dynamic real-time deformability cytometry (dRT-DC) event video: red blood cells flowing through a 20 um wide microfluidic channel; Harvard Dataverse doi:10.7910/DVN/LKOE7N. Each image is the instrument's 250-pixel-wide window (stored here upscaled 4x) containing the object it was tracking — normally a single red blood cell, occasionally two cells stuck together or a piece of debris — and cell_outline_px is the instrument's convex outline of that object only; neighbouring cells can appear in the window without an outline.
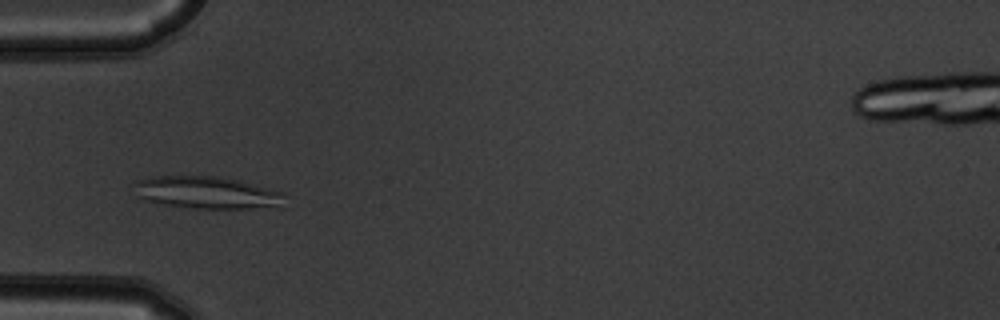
{"species": "common noctule bat (a hibernating species)", "species_latin": "Nyctalus noctula", "temperature_condition": "warm", "stored_images_in_passage": 8, "camera_frame_rate_fps": 3000, "um_per_image_px": 0.085, "animal": {"sex": "male", "body_mass_g": 19.5, "forearm_length_mm": 54.6}, "frame": {"image": 1, "passage_image": 3, "time_ms": 0.667, "image_size_px": [1000, 320], "cell_outline_px": [[284, 208], [188, 208], [164, 204], [144, 200], [136, 196], [132, 184], [136, 180], [152, 176], [216, 176], [240, 180], [284, 192]], "centroid_in_image_um": [17.6, 16.37], "position_along_channel_um": 67.4, "area_um2": 28.9}}
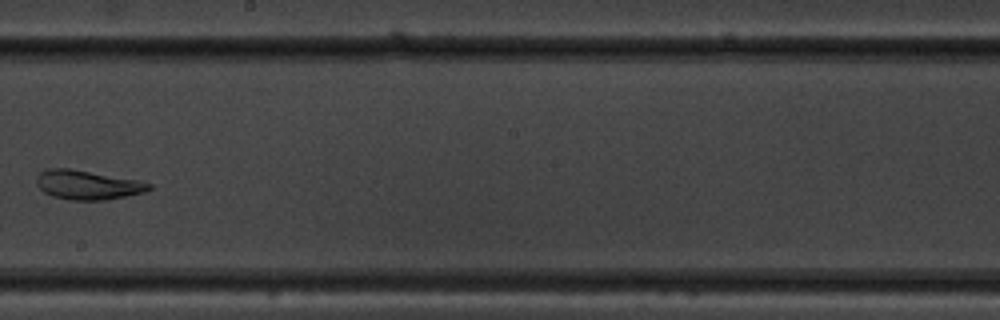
{"frame": {"image": 2, "passage_image": 7, "time_ms": 2.0, "image_size_px": [1000, 320], "cell_outline_px": [[152, 188], [144, 192], [128, 196], [104, 200], [72, 200], [52, 196], [44, 192], [36, 184], [36, 176], [40, 172], [48, 168], [68, 168], [140, 180], [152, 184]], "centroid_in_image_um": [7.45, 15.71], "position_along_channel_um": 240.8, "area_um2": 19.25}}
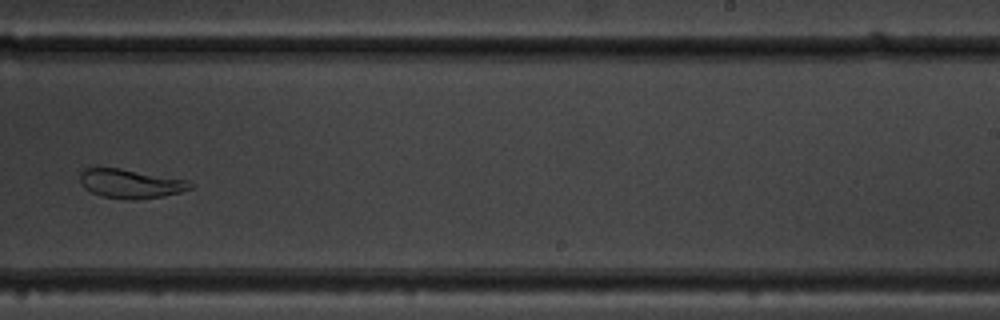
{"frame": {"image": 3, "passage_image": 8, "time_ms": 2.333, "image_size_px": [1000, 320], "cell_outline_px": [[192, 188], [180, 192], [164, 196], [136, 200], [128, 200], [100, 196], [84, 188], [80, 184], [80, 172], [84, 168], [120, 168], [188, 180], [192, 184]], "centroid_in_image_um": [11.07, 15.62], "position_along_channel_um": 277.9, "area_um2": 18.79}}